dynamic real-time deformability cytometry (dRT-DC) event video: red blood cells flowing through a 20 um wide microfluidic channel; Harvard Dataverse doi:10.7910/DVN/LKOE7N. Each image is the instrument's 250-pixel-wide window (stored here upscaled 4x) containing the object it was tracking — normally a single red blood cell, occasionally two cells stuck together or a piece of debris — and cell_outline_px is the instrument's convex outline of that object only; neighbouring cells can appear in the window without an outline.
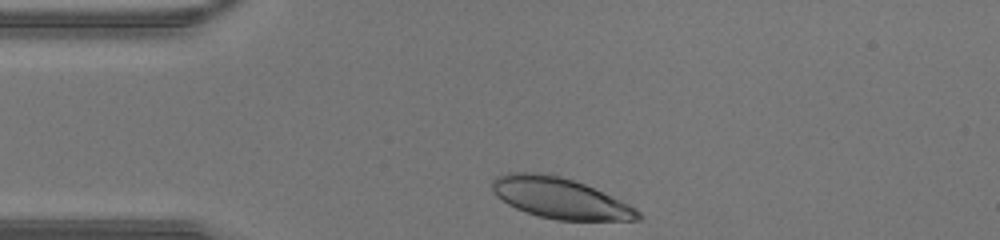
{"species": "human", "species_latin": "Homo sapiens", "temperature_condition": "warm", "stored_images_in_passage": 27, "camera_frame_rate_fps": 3000, "um_per_image_px": 0.085, "donor": {"sex": "male"}, "frame": {"image": 1, "passage_image": 1, "time_ms": 0.0, "image_size_px": [1000, 240], "cell_outline_px": [[644, 216], [640, 220], [556, 220], [524, 212], [508, 204], [496, 196], [492, 188], [492, 180], [496, 176], [508, 172], [552, 172], [584, 184], [620, 200], [636, 208]], "centroid_in_image_um": [47.58, 16.82], "position_along_channel_um": 37.4, "area_um2": 34.85}}
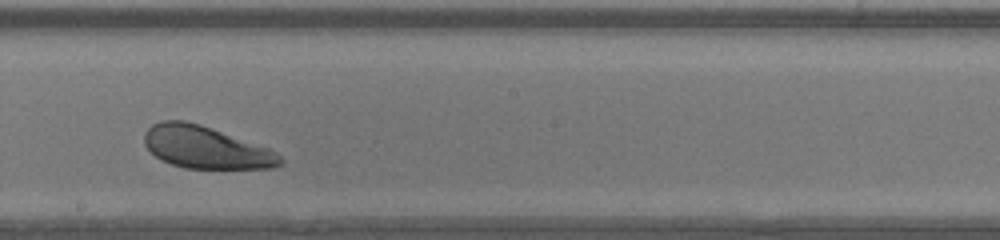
{"frame": {"image": 2, "passage_image": 16, "time_ms": 5.0, "image_size_px": [1000, 240], "cell_outline_px": [[284, 164], [272, 168], [184, 168], [172, 164], [156, 156], [144, 144], [144, 132], [152, 124], [160, 120], [184, 120], [200, 124], [268, 148], [276, 152], [284, 160]], "centroid_in_image_um": [17.48, 12.52], "position_along_channel_um": 230.7, "area_um2": 33.23}}
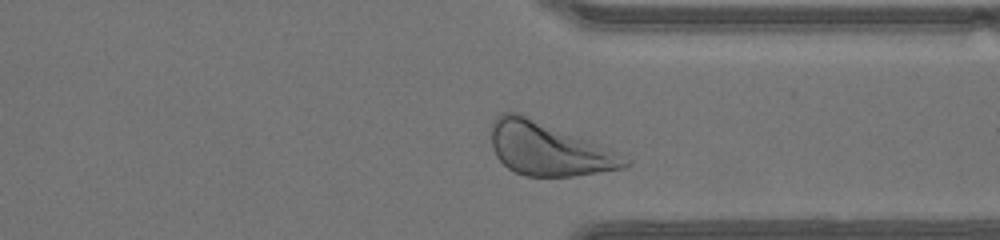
{"frame": {"image": 3, "passage_image": 25, "time_ms": 8.0, "image_size_px": [1000, 240], "cell_outline_px": [[628, 164], [624, 168], [572, 176], [524, 176], [508, 168], [496, 156], [492, 148], [492, 120], [496, 116], [504, 112], [516, 112], [600, 144], [608, 148]], "centroid_in_image_um": [46.53, 12.66], "position_along_channel_um": 364.9, "area_um2": 40.4}}